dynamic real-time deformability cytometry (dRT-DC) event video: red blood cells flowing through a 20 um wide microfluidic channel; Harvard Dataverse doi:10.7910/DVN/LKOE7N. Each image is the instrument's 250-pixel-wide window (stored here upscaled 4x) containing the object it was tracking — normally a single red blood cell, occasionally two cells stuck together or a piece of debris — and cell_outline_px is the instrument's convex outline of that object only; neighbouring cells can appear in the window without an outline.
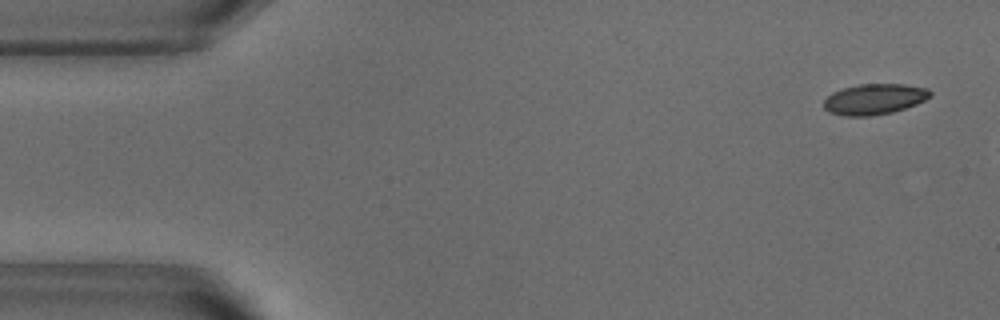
{"species": "common noctule bat (a hibernating species)", "species_latin": "Nyctalus noctula", "temperature_condition": "warm", "stored_images_in_passage": 9, "camera_frame_rate_fps": 3000, "um_per_image_px": 0.085, "animal": {"sex": "male", "body_mass_g": 18.8}, "frame": {"image": 1, "passage_image": 3, "time_ms": 0.667, "image_size_px": [1000, 320], "cell_outline_px": [[932, 96], [916, 104], [892, 112], [868, 116], [844, 116], [828, 112], [824, 108], [824, 100], [832, 92], [844, 88], [860, 84], [904, 84], [928, 88], [932, 92]], "centroid_in_image_um": [74.32, 8.42], "position_along_channel_um": 10.7, "area_um2": 19.02}}